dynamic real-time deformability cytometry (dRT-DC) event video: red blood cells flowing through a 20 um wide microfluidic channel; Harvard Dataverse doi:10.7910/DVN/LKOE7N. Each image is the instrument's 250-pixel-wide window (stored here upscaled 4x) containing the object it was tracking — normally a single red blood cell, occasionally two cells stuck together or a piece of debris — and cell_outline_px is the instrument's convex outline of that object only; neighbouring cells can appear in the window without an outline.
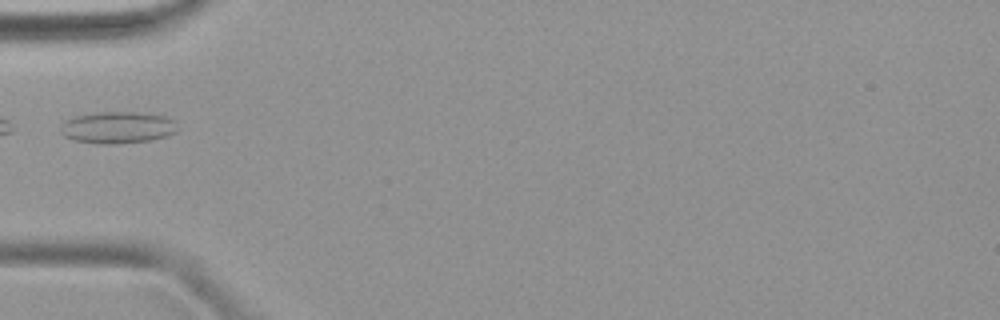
{"species": "common noctule bat (a hibernating species)", "species_latin": "Nyctalus noctula", "temperature_condition": "warm", "stored_images_in_passage": 17, "camera_frame_rate_fps": 3000, "um_per_image_px": 0.085, "animal": {"sex": "female", "body_mass_g": 19.9}, "frame": {"image": 1, "passage_image": 1, "time_ms": 0.0, "image_size_px": [1000, 320], "cell_outline_px": [[180, 128], [176, 132], [168, 136], [152, 140], [112, 144], [100, 144], [76, 140], [64, 136], [60, 132], [60, 124], [76, 116], [100, 112], [136, 112], [164, 116], [176, 120]], "centroid_in_image_um": [10.06, 10.84], "position_along_channel_um": 74.9, "area_um2": 21.79}}